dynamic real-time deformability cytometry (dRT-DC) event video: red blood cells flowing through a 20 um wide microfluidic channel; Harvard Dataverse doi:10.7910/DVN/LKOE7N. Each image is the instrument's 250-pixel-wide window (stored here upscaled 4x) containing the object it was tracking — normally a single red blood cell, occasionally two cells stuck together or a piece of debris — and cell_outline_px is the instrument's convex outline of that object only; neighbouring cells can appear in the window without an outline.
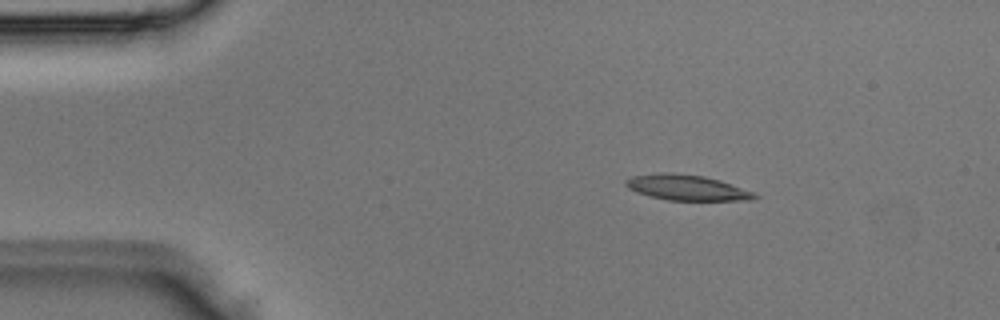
{"species": "Egyptian fruit bat (a non-hibernating species)", "species_latin": "Rousettus aegyptiacus", "temperature_condition": "room temperature", "stored_images_in_passage": 3, "camera_frame_rate_fps": 3000, "um_per_image_px": 0.085, "animal": {"sex": "male"}, "frame": {"image": 1, "passage_image": 2, "time_ms": 0.333, "image_size_px": [1000, 320], "cell_outline_px": [[760, 196], [756, 200], [668, 200], [648, 196], [636, 192], [628, 188], [624, 184], [624, 180], [632, 176], [660, 172], [668, 172], [704, 176], [720, 180], [756, 192]], "centroid_in_image_um": [58.4, 15.94], "position_along_channel_um": 26.6, "area_um2": 19.42}}